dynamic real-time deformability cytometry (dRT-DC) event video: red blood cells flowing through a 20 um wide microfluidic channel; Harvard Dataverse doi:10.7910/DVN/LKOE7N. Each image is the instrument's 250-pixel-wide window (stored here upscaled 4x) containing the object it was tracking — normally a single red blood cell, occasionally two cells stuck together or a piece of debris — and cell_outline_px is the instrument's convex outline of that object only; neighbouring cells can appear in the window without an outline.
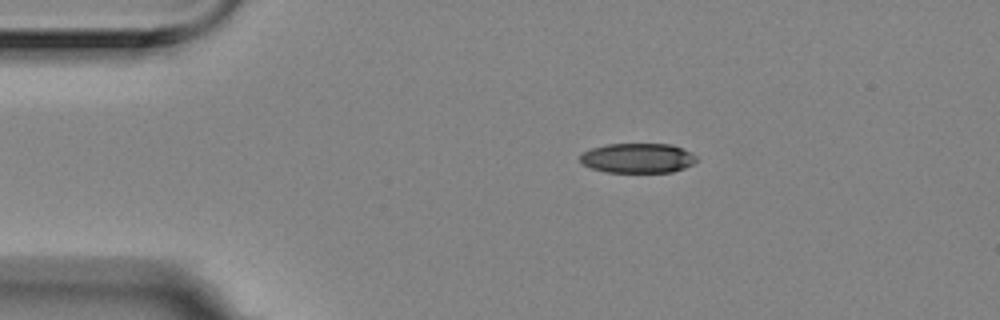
{"species": "Egyptian fruit bat (a non-hibernating species)", "species_latin": "Rousettus aegyptiacus", "temperature_condition": "room temperature", "stored_images_in_passage": 10, "camera_frame_rate_fps": 3000, "um_per_image_px": 0.085, "animal": {"sex": "female"}, "frame": {"image": 1, "passage_image": 3, "time_ms": 0.667, "image_size_px": [1000, 320], "cell_outline_px": [[696, 160], [692, 164], [684, 168], [672, 172], [608, 172], [592, 168], [584, 164], [580, 160], [580, 152], [592, 148], [608, 144], [672, 144], [696, 156]], "centroid_in_image_um": [54.17, 13.43], "position_along_channel_um": 30.8, "area_um2": 20.0}}
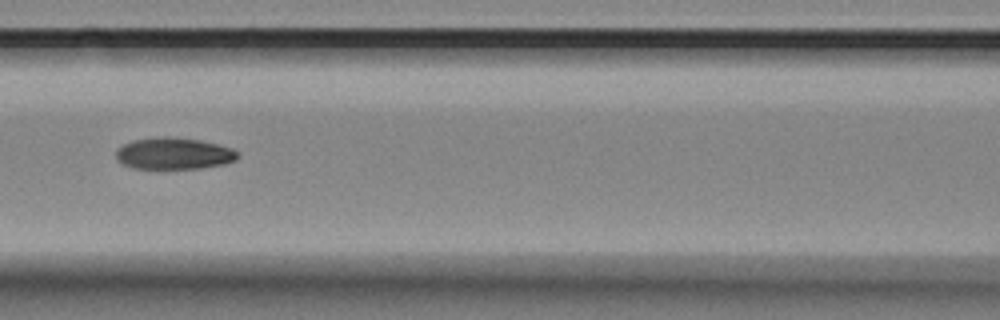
{"frame": {"image": 2, "passage_image": 7, "time_ms": 2.0, "image_size_px": [1000, 320], "cell_outline_px": [[240, 156], [236, 160], [224, 164], [200, 168], [132, 168], [116, 160], [116, 152], [124, 144], [132, 140], [164, 136], [168, 136], [200, 140], [232, 148], [240, 152]], "centroid_in_image_um": [14.81, 13.04], "position_along_channel_um": 151.8, "area_um2": 22.43}}
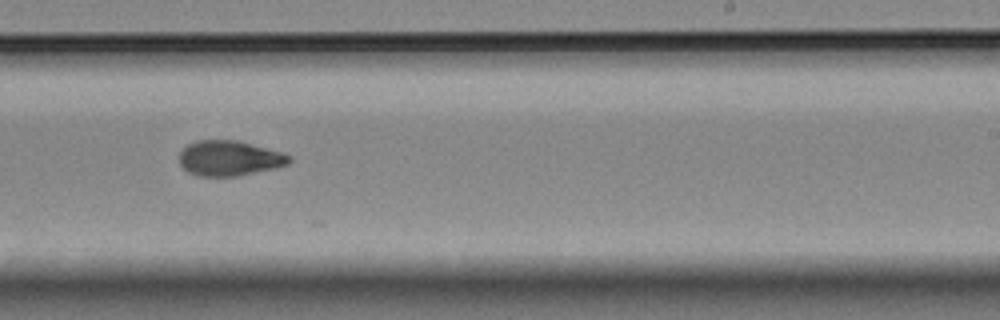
{"frame": {"image": 3, "passage_image": 10, "time_ms": 3.0, "image_size_px": [1000, 320], "cell_outline_px": [[292, 160], [288, 164], [276, 168], [236, 176], [196, 176], [188, 172], [180, 164], [180, 152], [188, 144], [196, 140], [236, 140], [280, 152], [288, 156]], "centroid_in_image_um": [19.46, 13.46], "position_along_channel_um": 269.5, "area_um2": 22.31}}